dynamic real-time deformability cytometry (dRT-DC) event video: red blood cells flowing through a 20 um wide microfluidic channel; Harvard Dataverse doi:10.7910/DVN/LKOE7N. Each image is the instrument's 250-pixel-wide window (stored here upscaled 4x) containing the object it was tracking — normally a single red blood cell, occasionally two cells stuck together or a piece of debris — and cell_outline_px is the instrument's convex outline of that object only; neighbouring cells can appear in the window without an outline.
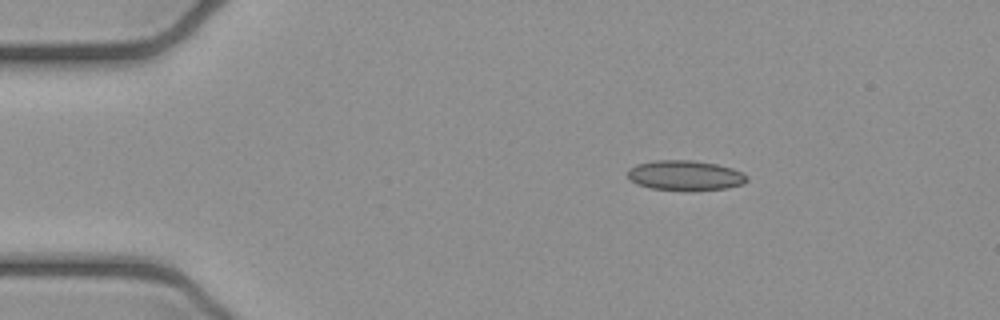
{"species": "common noctule bat (a hibernating species)", "species_latin": "Nyctalus noctula", "temperature_condition": "cold", "stored_images_in_passage": 4, "camera_frame_rate_fps": 3000, "um_per_image_px": 0.085, "animal": {"sex": "female", "body_mass_g": 21.9}, "frame": {"image": 1, "passage_image": 2, "time_ms": 0.333, "image_size_px": [1000, 320], "cell_outline_px": [[748, 180], [744, 184], [728, 188], [692, 192], [652, 188], [636, 184], [628, 176], [628, 168], [636, 164], [656, 160], [692, 160], [716, 164], [732, 168], [748, 176]], "centroid_in_image_um": [58.26, 14.93], "position_along_channel_um": 26.7, "area_um2": 21.21}}
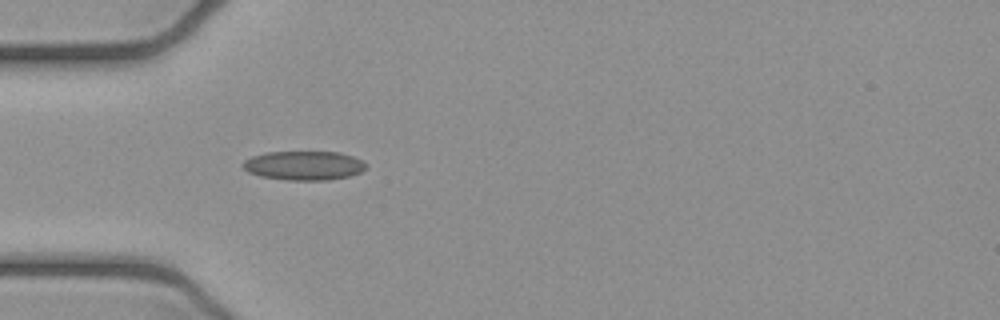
{"frame": {"image": 2, "passage_image": 4, "time_ms": 1.0, "image_size_px": [1000, 320], "cell_outline_px": [[364, 168], [360, 172], [348, 176], [328, 180], [288, 180], [260, 176], [248, 172], [240, 164], [244, 160], [252, 156], [264, 152], [340, 152], [352, 156], [360, 160], [364, 164]], "centroid_in_image_um": [25.76, 14.07], "position_along_channel_um": 59.2, "area_um2": 20.75}}